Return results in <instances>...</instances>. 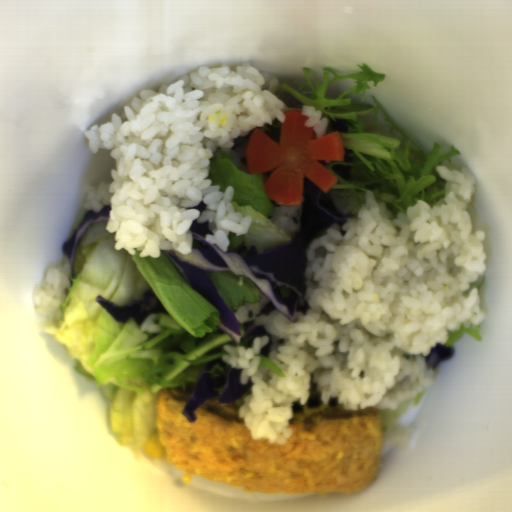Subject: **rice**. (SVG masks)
Here are the masks:
<instances>
[{
    "label": "rice",
    "instance_id": "rice-1",
    "mask_svg": "<svg viewBox=\"0 0 512 512\" xmlns=\"http://www.w3.org/2000/svg\"><path fill=\"white\" fill-rule=\"evenodd\" d=\"M447 181L435 206L422 199L393 213L368 190L354 218L333 224L308 246L304 298L294 320L259 314L270 298L235 311L237 321L264 325L282 340L267 356L282 371L259 366L270 336L252 347L226 344L222 360L251 382L237 409L255 439L287 444L293 406L309 401L312 381L321 404L345 411L394 409L437 380L426 357L450 331L486 319L476 281L487 269V235L471 204L476 175L436 165Z\"/></svg>",
    "mask_w": 512,
    "mask_h": 512
},
{
    "label": "rice",
    "instance_id": "rice-2",
    "mask_svg": "<svg viewBox=\"0 0 512 512\" xmlns=\"http://www.w3.org/2000/svg\"><path fill=\"white\" fill-rule=\"evenodd\" d=\"M279 87L249 64L202 66L159 91L140 90L123 113L84 131L91 151L108 150L115 160L112 182L88 186L85 204L97 213L110 205L105 230L115 234V250L190 254L195 222H208L204 241L222 252L230 234L248 233L252 219L234 210L233 186L219 191L209 167L215 153L227 152L248 173L252 131L285 121Z\"/></svg>",
    "mask_w": 512,
    "mask_h": 512
},
{
    "label": "rice",
    "instance_id": "rice-3",
    "mask_svg": "<svg viewBox=\"0 0 512 512\" xmlns=\"http://www.w3.org/2000/svg\"><path fill=\"white\" fill-rule=\"evenodd\" d=\"M72 287L69 262H55L46 267L39 283L32 290L31 308L52 321H61V310Z\"/></svg>",
    "mask_w": 512,
    "mask_h": 512
},
{
    "label": "rice",
    "instance_id": "rice-4",
    "mask_svg": "<svg viewBox=\"0 0 512 512\" xmlns=\"http://www.w3.org/2000/svg\"><path fill=\"white\" fill-rule=\"evenodd\" d=\"M267 218L270 224L290 238L301 231V205H277Z\"/></svg>",
    "mask_w": 512,
    "mask_h": 512
},
{
    "label": "rice",
    "instance_id": "rice-5",
    "mask_svg": "<svg viewBox=\"0 0 512 512\" xmlns=\"http://www.w3.org/2000/svg\"><path fill=\"white\" fill-rule=\"evenodd\" d=\"M301 115L307 117L304 127L312 128L318 138L325 136L329 126V118L323 117V112L314 106H303Z\"/></svg>",
    "mask_w": 512,
    "mask_h": 512
}]
</instances>
